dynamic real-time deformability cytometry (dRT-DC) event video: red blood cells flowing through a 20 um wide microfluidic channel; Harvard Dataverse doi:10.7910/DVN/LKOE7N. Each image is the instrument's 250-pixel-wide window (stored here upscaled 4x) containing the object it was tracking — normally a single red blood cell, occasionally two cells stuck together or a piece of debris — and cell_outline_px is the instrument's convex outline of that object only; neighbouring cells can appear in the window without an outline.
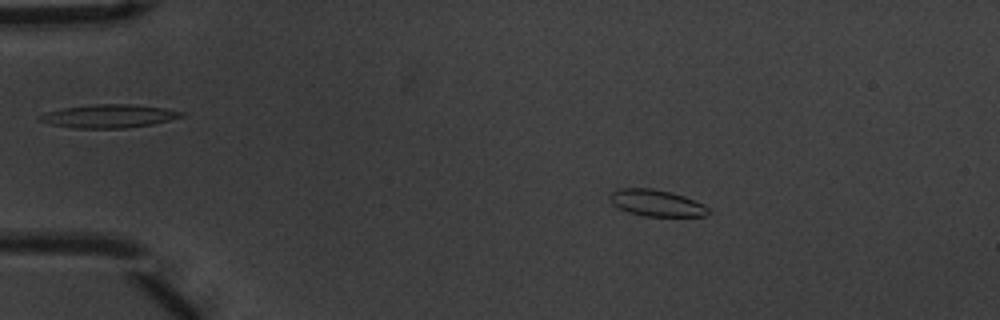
{"species": "common noctule bat (a hibernating species)", "species_latin": "Nyctalus noctula", "temperature_condition": "warm", "stored_images_in_passage": 55, "camera_frame_rate_fps": 3000, "um_per_image_px": 0.085, "animal": {"sex": "male", "body_mass_g": 20.1, "forearm_length_mm": 53.5}, "frame": {"image": 1, "passage_image": 10, "time_ms": 3.0, "image_size_px": [1000, 320], "cell_outline_px": [[712, 212], [704, 216], [644, 216], [628, 212], [612, 204], [608, 196], [612, 192], [620, 188], [652, 188], [672, 192], [684, 196], [704, 204]], "centroid_in_image_um": [55.81, 17.25], "position_along_channel_um": 29.2, "area_um2": 15.32}}
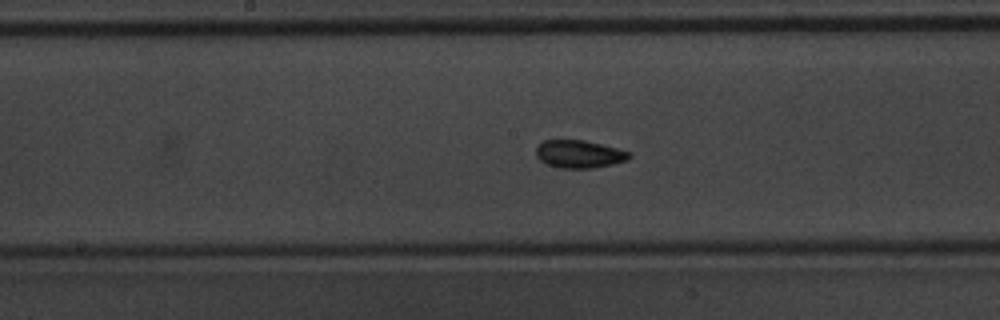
{"frame": {"image": 2, "passage_image": 29, "time_ms": 9.333, "image_size_px": [1000, 320], "cell_outline_px": [[632, 156], [628, 160], [612, 164], [592, 168], [560, 168], [544, 164], [536, 156], [536, 148], [544, 140], [584, 140], [632, 152]], "centroid_in_image_um": [49.23, 13.1], "position_along_channel_um": 199.0, "area_um2": 15.14}}
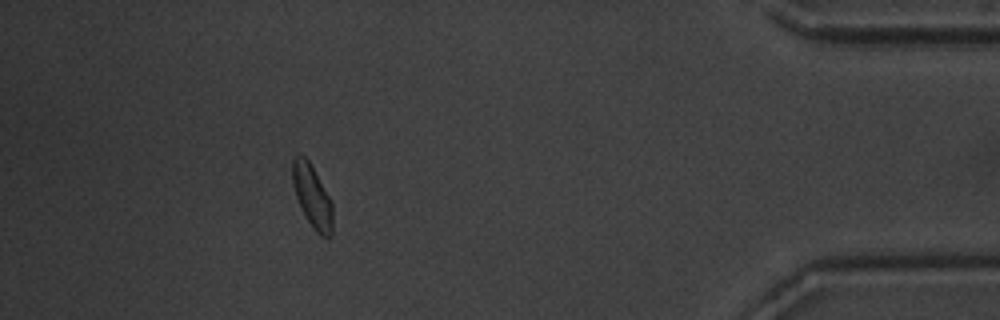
{"frame": {"image": 3, "passage_image": 50, "time_ms": 16.333, "image_size_px": [1000, 320], "cell_outline_px": [[332, 236], [320, 236], [312, 228], [300, 208], [292, 184], [292, 160], [300, 152], [308, 160], [332, 200]], "centroid_in_image_um": [26.53, 16.68], "position_along_channel_um": 408.7, "area_um2": 14.85}, "authors_computed_cell_mechanics": {"area_um2": 14.9702, "velocity_mm_per_s": 3.6897, "shape_relaxation_time_tau1_ms": 2.0832, "shape_relaxation_time_tau2_ms": 1.4913, "deformation_change_tau1": 0.1191, "deformation_change_tau2": 0.0684}}